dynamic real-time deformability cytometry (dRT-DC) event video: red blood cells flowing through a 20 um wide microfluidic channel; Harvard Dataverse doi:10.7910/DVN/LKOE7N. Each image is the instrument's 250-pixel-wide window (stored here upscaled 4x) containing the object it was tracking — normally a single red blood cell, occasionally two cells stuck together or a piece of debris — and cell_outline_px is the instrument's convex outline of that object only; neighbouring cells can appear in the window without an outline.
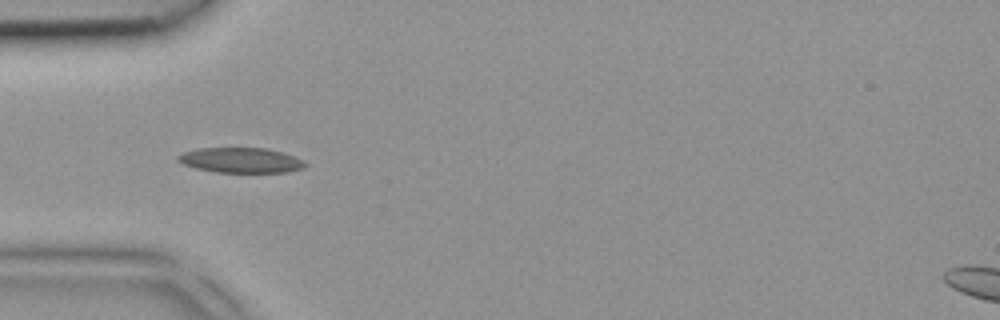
{"species": "common noctule bat (a hibernating species)", "species_latin": "Nyctalus noctula", "temperature_condition": "room temperature", "stored_images_in_passage": 1, "camera_frame_rate_fps": 3000, "um_per_image_px": 0.085, "animal": {"sex": "female", "body_mass_g": 18.4}, "frame": {"image": 1, "passage_image": 1, "time_ms": 0.0, "image_size_px": [1000, 320], "cell_outline_px": [[308, 164], [304, 168], [288, 172], [216, 172], [196, 168], [184, 164], [176, 160], [176, 156], [184, 152], [196, 148], [268, 148], [284, 152], [304, 160]], "centroid_in_image_um": [20.5, 13.61], "position_along_channel_um": 64.5, "area_um2": 18.79}}